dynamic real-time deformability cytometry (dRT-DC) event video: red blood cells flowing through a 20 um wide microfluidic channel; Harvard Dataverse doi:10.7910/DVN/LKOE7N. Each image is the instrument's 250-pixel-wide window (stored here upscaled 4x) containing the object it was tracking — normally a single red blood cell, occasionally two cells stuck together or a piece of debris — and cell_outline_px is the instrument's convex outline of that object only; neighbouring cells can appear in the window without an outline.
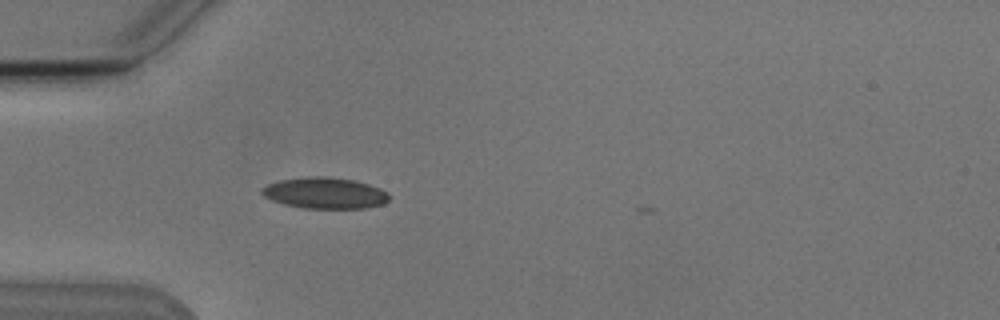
{"species": "Egyptian fruit bat (a non-hibernating species)", "species_latin": "Rousettus aegyptiacus", "temperature_condition": "cold", "stored_images_in_passage": 4, "camera_frame_rate_fps": 3000, "um_per_image_px": 0.085, "animal": {"sex": "male"}, "frame": {"image": 1, "passage_image": 4, "time_ms": 4.667, "image_size_px": [1000, 320], "cell_outline_px": [[388, 200], [384, 204], [368, 208], [304, 208], [284, 204], [272, 200], [264, 196], [260, 192], [260, 188], [268, 184], [280, 180], [308, 176], [328, 176], [356, 180], [380, 188], [388, 192]], "centroid_in_image_um": [27.62, 16.4], "position_along_channel_um": 57.4, "area_um2": 23.29}}